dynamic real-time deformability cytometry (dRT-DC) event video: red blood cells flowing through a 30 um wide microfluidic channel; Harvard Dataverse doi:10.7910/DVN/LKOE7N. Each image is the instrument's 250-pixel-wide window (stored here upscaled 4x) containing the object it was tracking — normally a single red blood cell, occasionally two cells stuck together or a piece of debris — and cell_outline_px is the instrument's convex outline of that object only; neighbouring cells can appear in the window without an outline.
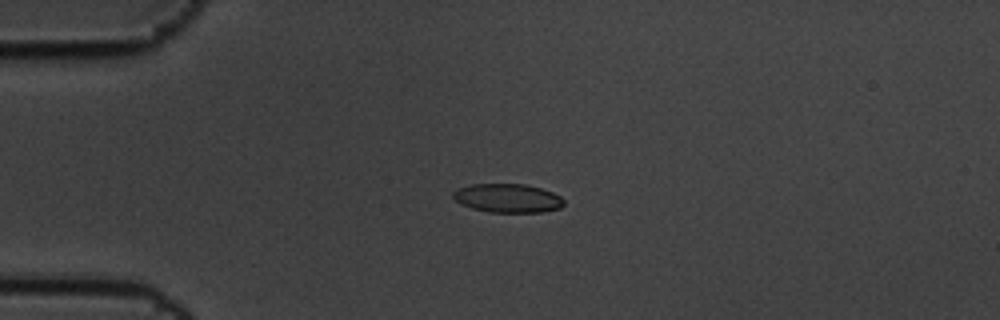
{"species": "common noctule bat (a hibernating species)", "species_latin": "Nyctalus noctula", "temperature_condition": "cold", "stored_images_in_passage": 3, "camera_frame_rate_fps": 3000, "um_per_image_px": 0.085, "animal": {"sex": "male", "body_mass_g": 19.5, "forearm_length_mm": 54.6}, "frame": {"image": 1, "passage_image": 2, "time_ms": 0.333, "image_size_px": [1000, 320], "cell_outline_px": [[564, 204], [560, 208], [540, 212], [488, 212], [472, 208], [460, 204], [452, 196], [452, 192], [460, 188], [472, 184], [524, 184], [540, 188], [552, 192], [560, 196], [564, 200]], "centroid_in_image_um": [43.15, 16.84], "position_along_channel_um": 41.9, "area_um2": 18.5}}